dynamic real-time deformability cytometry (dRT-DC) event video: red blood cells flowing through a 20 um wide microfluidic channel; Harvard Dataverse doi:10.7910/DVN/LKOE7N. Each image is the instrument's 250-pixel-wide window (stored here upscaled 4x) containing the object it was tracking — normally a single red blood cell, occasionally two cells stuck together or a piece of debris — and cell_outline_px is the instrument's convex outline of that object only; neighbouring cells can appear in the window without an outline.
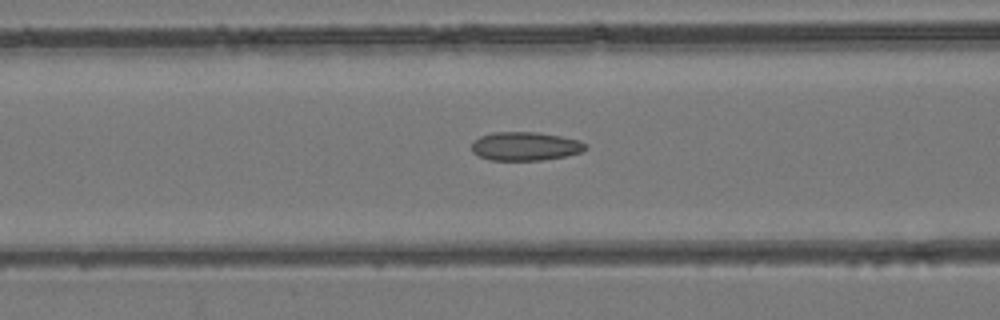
{"species": "common noctule bat (a hibernating species)", "species_latin": "Nyctalus noctula", "temperature_condition": "room temperature", "stored_images_in_passage": 43, "camera_frame_rate_fps": 3000, "um_per_image_px": 0.085, "animal": {"sex": "female", "body_mass_g": 24.6, "forearm_length_mm": 56.2}, "frame": {"image": 1, "passage_image": 14, "time_ms": 4.333, "image_size_px": [1000, 320], "cell_outline_px": [[588, 148], [580, 152], [564, 156], [544, 160], [492, 160], [480, 156], [472, 152], [472, 140], [480, 136], [492, 132], [536, 132], [560, 136], [580, 140]], "centroid_in_image_um": [44.62, 12.42], "position_along_channel_um": 122.0, "area_um2": 18.96}}
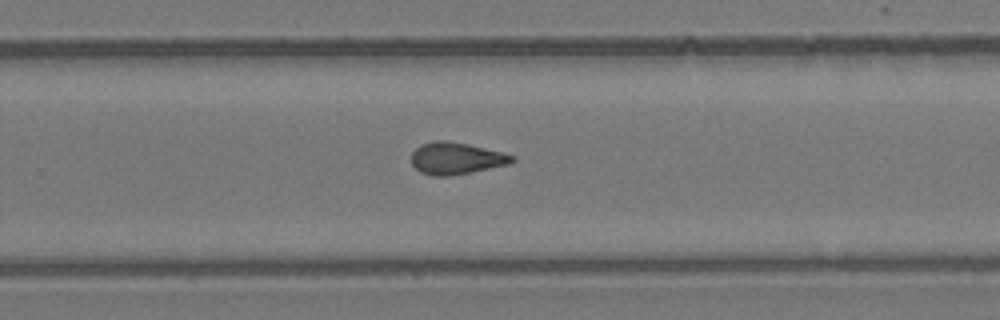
{"frame": {"image": 2, "passage_image": 26, "time_ms": 8.333, "image_size_px": [1000, 320], "cell_outline_px": [[516, 160], [508, 164], [472, 172], [448, 176], [432, 176], [420, 172], [412, 164], [412, 152], [420, 144], [436, 140], [448, 140], [468, 144], [504, 152], [516, 156]], "centroid_in_image_um": [38.78, 13.45], "position_along_channel_um": 291.0, "area_um2": 18.9}}
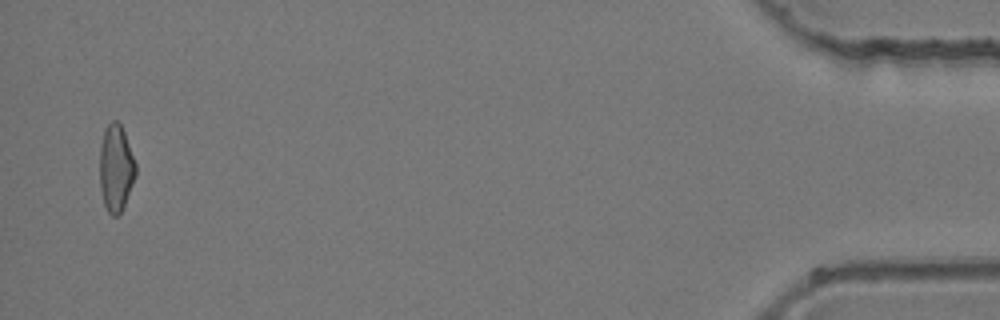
{"frame": {"image": 3, "passage_image": 42, "time_ms": 13.667, "image_size_px": [1000, 320], "cell_outline_px": [[136, 176], [124, 204], [120, 212], [116, 216], [112, 216], [108, 212], [104, 204], [100, 188], [100, 148], [104, 128], [112, 120], [116, 120], [120, 124], [124, 132], [136, 164]], "centroid_in_image_um": [9.84, 14.27], "position_along_channel_um": 425.4, "area_um2": 18.09}}